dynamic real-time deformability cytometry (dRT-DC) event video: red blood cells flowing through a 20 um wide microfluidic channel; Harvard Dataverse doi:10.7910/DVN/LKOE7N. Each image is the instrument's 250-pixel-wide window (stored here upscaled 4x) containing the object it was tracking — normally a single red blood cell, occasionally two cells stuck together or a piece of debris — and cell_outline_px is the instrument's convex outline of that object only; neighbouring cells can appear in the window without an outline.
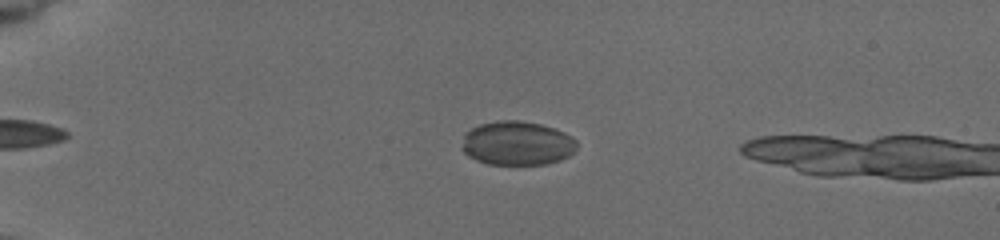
{"species": "common noctule bat (a hibernating species)", "species_latin": "Nyctalus noctula", "temperature_condition": "cold", "stored_images_in_passage": 47, "camera_frame_rate_fps": 3000, "um_per_image_px": 0.085, "animal": {"sex": "female", "body_mass_g": 19.5, "forearm_length_mm": 54.1}, "frame": {"image": 1, "passage_image": 13, "time_ms": 4.0, "image_size_px": [1000, 240], "cell_outline_px": [[576, 148], [568, 156], [560, 160], [548, 164], [488, 164], [476, 160], [468, 156], [460, 148], [464, 136], [472, 128], [480, 124], [500, 120], [520, 120], [540, 124], [556, 128], [564, 132], [576, 140]], "centroid_in_image_um": [43.95, 12.17], "position_along_channel_um": 41.1, "area_um2": 29.54}}
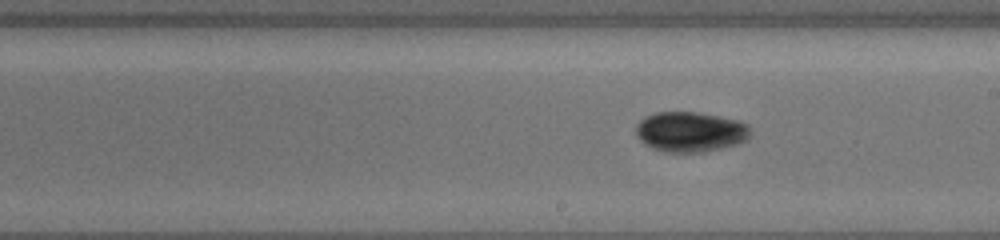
{"frame": {"image": 2, "passage_image": 32, "time_ms": 10.333, "image_size_px": [1000, 240], "cell_outline_px": [[748, 136], [744, 140], [736, 144], [704, 152], [664, 152], [652, 148], [644, 144], [640, 140], [636, 132], [636, 124], [644, 116], [656, 112], [696, 112], [736, 120], [748, 124]], "centroid_in_image_um": [58.61, 11.2], "position_along_channel_um": 230.4, "area_um2": 26.53}}
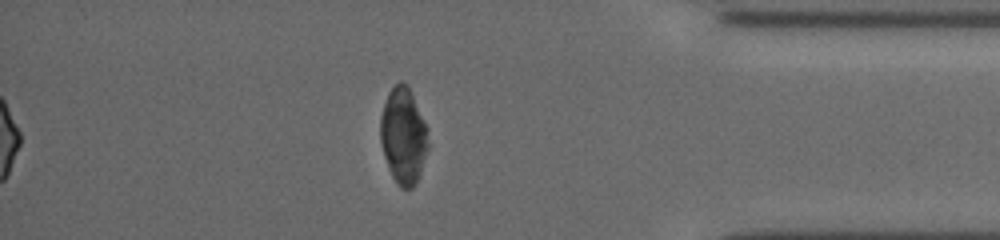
{"frame": {"image": 3, "passage_image": 47, "time_ms": 15.333, "image_size_px": [1000, 240], "cell_outline_px": [[428, 148], [416, 184], [412, 188], [400, 188], [396, 184], [388, 168], [380, 144], [380, 116], [388, 92], [400, 80], [408, 84], [428, 128]], "centroid_in_image_um": [34.28, 11.54], "position_along_channel_um": 400.9, "area_um2": 27.11}, "authors_computed_cell_mechanics": {"area_um2": 27.6284, "velocity_mm_per_s": 3.84, "shape_relaxation_time_tau1_ms": 5.5935, "shape_relaxation_time_tau2_ms": null, "deformation_change_tau1": 0.09, "deformation_change_tau2": null}}